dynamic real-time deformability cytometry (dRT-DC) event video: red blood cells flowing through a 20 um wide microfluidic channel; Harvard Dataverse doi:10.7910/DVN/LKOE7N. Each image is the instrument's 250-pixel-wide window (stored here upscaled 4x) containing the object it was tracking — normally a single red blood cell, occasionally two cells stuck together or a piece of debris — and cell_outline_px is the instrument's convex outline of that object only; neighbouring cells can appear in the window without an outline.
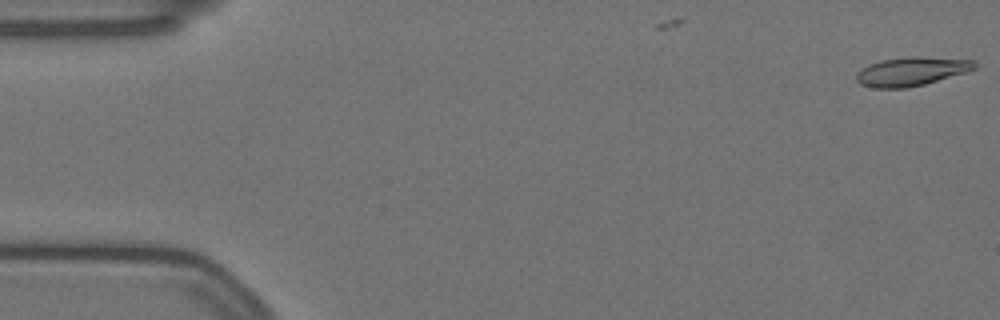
{"species": "Egyptian fruit bat (a non-hibernating species)", "species_latin": "Rousettus aegyptiacus", "temperature_condition": "warm", "stored_images_in_passage": 2, "camera_frame_rate_fps": 3000, "um_per_image_px": 0.085, "animal": {"sex": "female"}, "frame": {"image": 1, "passage_image": 2, "time_ms": 0.333, "image_size_px": [1000, 320], "cell_outline_px": [[976, 68], [968, 72], [924, 84], [908, 88], [872, 88], [860, 84], [856, 80], [856, 72], [860, 68], [868, 64], [880, 60], [916, 56], [972, 60], [976, 64]], "centroid_in_image_um": [77.43, 6.08], "position_along_channel_um": 7.6, "area_um2": 19.94}}